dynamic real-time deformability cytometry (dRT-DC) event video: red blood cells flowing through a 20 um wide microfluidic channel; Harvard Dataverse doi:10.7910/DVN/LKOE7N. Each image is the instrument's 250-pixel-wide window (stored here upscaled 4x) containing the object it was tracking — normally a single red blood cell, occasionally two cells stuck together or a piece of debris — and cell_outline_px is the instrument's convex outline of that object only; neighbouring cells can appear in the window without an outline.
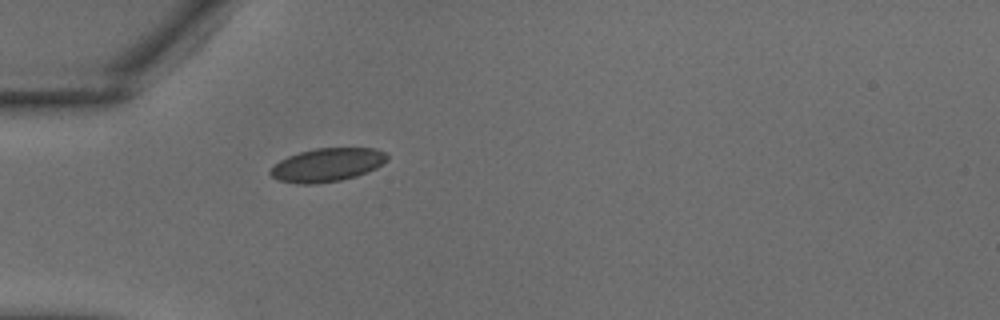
{"species": "common noctule bat (a hibernating species)", "species_latin": "Nyctalus noctula", "temperature_condition": "warm", "stored_images_in_passage": 25, "camera_frame_rate_fps": 3000, "um_per_image_px": 0.085, "animal": {"sex": "male", "body_mass_g": 18.8}, "frame": {"image": 1, "passage_image": 1, "time_ms": 0.0, "image_size_px": [1000, 320], "cell_outline_px": [[388, 160], [376, 168], [368, 172], [356, 176], [340, 180], [316, 184], [296, 184], [276, 180], [268, 172], [280, 160], [288, 156], [300, 152], [316, 148], [376, 148], [384, 152], [388, 156]], "centroid_in_image_um": [27.81, 14.02], "position_along_channel_um": 57.2, "area_um2": 22.83}}
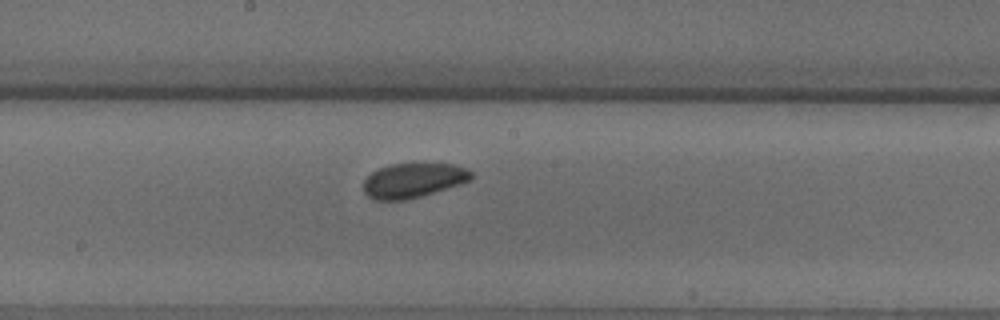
{"frame": {"image": 2, "passage_image": 10, "time_ms": 3.0, "image_size_px": [1000, 320], "cell_outline_px": [[472, 180], [460, 184], [420, 196], [404, 200], [376, 200], [368, 196], [364, 192], [364, 180], [372, 172], [380, 168], [392, 164], [452, 164], [468, 168], [472, 172]], "centroid_in_image_um": [35.14, 15.33], "position_along_channel_um": 213.1, "area_um2": 21.5}}
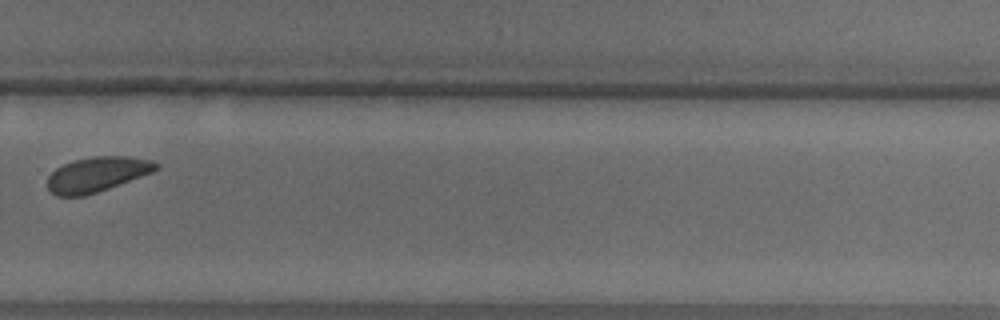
{"frame": {"image": 3, "passage_image": 16, "time_ms": 5.0, "image_size_px": [1000, 320], "cell_outline_px": [[160, 168], [152, 172], [108, 188], [84, 196], [56, 196], [48, 188], [48, 176], [56, 168], [64, 164], [76, 160], [92, 156], [128, 156], [152, 160], [160, 164]], "centroid_in_image_um": [8.26, 14.81], "position_along_channel_um": 321.5, "area_um2": 21.91}}